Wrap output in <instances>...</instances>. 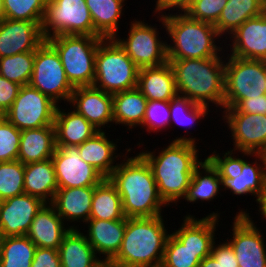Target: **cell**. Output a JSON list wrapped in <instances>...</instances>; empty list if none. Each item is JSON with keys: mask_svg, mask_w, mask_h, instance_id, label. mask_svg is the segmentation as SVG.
Listing matches in <instances>:
<instances>
[{"mask_svg": "<svg viewBox=\"0 0 266 267\" xmlns=\"http://www.w3.org/2000/svg\"><path fill=\"white\" fill-rule=\"evenodd\" d=\"M195 141L196 138L180 136L157 156L155 151L139 153L150 166L159 195L168 206L170 203L175 205L186 196L192 174L202 163Z\"/></svg>", "mask_w": 266, "mask_h": 267, "instance_id": "1", "label": "cell"}, {"mask_svg": "<svg viewBox=\"0 0 266 267\" xmlns=\"http://www.w3.org/2000/svg\"><path fill=\"white\" fill-rule=\"evenodd\" d=\"M129 151L108 177L122 199L123 212L126 218L160 216L168 205L159 195L151 168L140 154L128 158Z\"/></svg>", "mask_w": 266, "mask_h": 267, "instance_id": "2", "label": "cell"}, {"mask_svg": "<svg viewBox=\"0 0 266 267\" xmlns=\"http://www.w3.org/2000/svg\"><path fill=\"white\" fill-rule=\"evenodd\" d=\"M222 57L168 60L178 94L201 105L210 106L212 102L224 109L225 61Z\"/></svg>", "mask_w": 266, "mask_h": 267, "instance_id": "3", "label": "cell"}, {"mask_svg": "<svg viewBox=\"0 0 266 267\" xmlns=\"http://www.w3.org/2000/svg\"><path fill=\"white\" fill-rule=\"evenodd\" d=\"M163 215L126 218L121 248L112 259L117 267H160L170 235Z\"/></svg>", "mask_w": 266, "mask_h": 267, "instance_id": "4", "label": "cell"}, {"mask_svg": "<svg viewBox=\"0 0 266 267\" xmlns=\"http://www.w3.org/2000/svg\"><path fill=\"white\" fill-rule=\"evenodd\" d=\"M177 13L164 12L158 16L173 42L167 44L168 60L205 59L222 55L219 52H222L223 46L216 44L221 36L214 24L193 19L186 12Z\"/></svg>", "mask_w": 266, "mask_h": 267, "instance_id": "5", "label": "cell"}, {"mask_svg": "<svg viewBox=\"0 0 266 267\" xmlns=\"http://www.w3.org/2000/svg\"><path fill=\"white\" fill-rule=\"evenodd\" d=\"M216 153L214 150L213 154L206 159L217 170L221 179V187L238 196L251 194L255 198L257 197V202V199L266 190V154L241 152L243 155L241 159L234 155L233 150L225 152L222 157ZM244 156H255L256 161L253 163L245 161ZM257 160L260 161L259 164Z\"/></svg>", "mask_w": 266, "mask_h": 267, "instance_id": "6", "label": "cell"}, {"mask_svg": "<svg viewBox=\"0 0 266 267\" xmlns=\"http://www.w3.org/2000/svg\"><path fill=\"white\" fill-rule=\"evenodd\" d=\"M139 69L114 38L103 39L96 51L93 86L112 95L136 88Z\"/></svg>", "mask_w": 266, "mask_h": 267, "instance_id": "7", "label": "cell"}, {"mask_svg": "<svg viewBox=\"0 0 266 267\" xmlns=\"http://www.w3.org/2000/svg\"><path fill=\"white\" fill-rule=\"evenodd\" d=\"M101 36L58 35L46 41L58 53L66 77L75 87L92 86L95 78V57Z\"/></svg>", "mask_w": 266, "mask_h": 267, "instance_id": "8", "label": "cell"}, {"mask_svg": "<svg viewBox=\"0 0 266 267\" xmlns=\"http://www.w3.org/2000/svg\"><path fill=\"white\" fill-rule=\"evenodd\" d=\"M227 58L224 108H233L243 99L266 94V61L241 59L229 54Z\"/></svg>", "mask_w": 266, "mask_h": 267, "instance_id": "9", "label": "cell"}, {"mask_svg": "<svg viewBox=\"0 0 266 267\" xmlns=\"http://www.w3.org/2000/svg\"><path fill=\"white\" fill-rule=\"evenodd\" d=\"M41 27L45 40L58 35L100 36L85 0H47Z\"/></svg>", "mask_w": 266, "mask_h": 267, "instance_id": "10", "label": "cell"}, {"mask_svg": "<svg viewBox=\"0 0 266 267\" xmlns=\"http://www.w3.org/2000/svg\"><path fill=\"white\" fill-rule=\"evenodd\" d=\"M29 85L48 96L57 105L61 100L69 103L74 91L58 53L46 40L35 51L34 68Z\"/></svg>", "mask_w": 266, "mask_h": 267, "instance_id": "11", "label": "cell"}, {"mask_svg": "<svg viewBox=\"0 0 266 267\" xmlns=\"http://www.w3.org/2000/svg\"><path fill=\"white\" fill-rule=\"evenodd\" d=\"M57 104L36 88L20 87L17 98L3 115L17 129L54 126Z\"/></svg>", "mask_w": 266, "mask_h": 267, "instance_id": "12", "label": "cell"}, {"mask_svg": "<svg viewBox=\"0 0 266 267\" xmlns=\"http://www.w3.org/2000/svg\"><path fill=\"white\" fill-rule=\"evenodd\" d=\"M159 38L161 39L156 26L135 19L130 24L127 38L114 39L139 68H144L157 67L168 62L167 43Z\"/></svg>", "mask_w": 266, "mask_h": 267, "instance_id": "13", "label": "cell"}, {"mask_svg": "<svg viewBox=\"0 0 266 267\" xmlns=\"http://www.w3.org/2000/svg\"><path fill=\"white\" fill-rule=\"evenodd\" d=\"M232 246L239 267H266V245L261 230L255 226L249 213L240 210L232 225Z\"/></svg>", "mask_w": 266, "mask_h": 267, "instance_id": "14", "label": "cell"}, {"mask_svg": "<svg viewBox=\"0 0 266 267\" xmlns=\"http://www.w3.org/2000/svg\"><path fill=\"white\" fill-rule=\"evenodd\" d=\"M222 120L228 125L233 137L234 152L266 154V115L238 112L224 108Z\"/></svg>", "mask_w": 266, "mask_h": 267, "instance_id": "15", "label": "cell"}, {"mask_svg": "<svg viewBox=\"0 0 266 267\" xmlns=\"http://www.w3.org/2000/svg\"><path fill=\"white\" fill-rule=\"evenodd\" d=\"M58 188L97 186L105 177L81 159L77 146H56L51 157Z\"/></svg>", "mask_w": 266, "mask_h": 267, "instance_id": "16", "label": "cell"}, {"mask_svg": "<svg viewBox=\"0 0 266 267\" xmlns=\"http://www.w3.org/2000/svg\"><path fill=\"white\" fill-rule=\"evenodd\" d=\"M44 204L41 199L25 193L0 201V235H26L34 217Z\"/></svg>", "mask_w": 266, "mask_h": 267, "instance_id": "17", "label": "cell"}, {"mask_svg": "<svg viewBox=\"0 0 266 267\" xmlns=\"http://www.w3.org/2000/svg\"><path fill=\"white\" fill-rule=\"evenodd\" d=\"M69 105L99 131L113 123V95L93 85L75 87Z\"/></svg>", "mask_w": 266, "mask_h": 267, "instance_id": "18", "label": "cell"}, {"mask_svg": "<svg viewBox=\"0 0 266 267\" xmlns=\"http://www.w3.org/2000/svg\"><path fill=\"white\" fill-rule=\"evenodd\" d=\"M41 26L31 21L3 19L0 22V58L36 51L45 41Z\"/></svg>", "mask_w": 266, "mask_h": 267, "instance_id": "19", "label": "cell"}, {"mask_svg": "<svg viewBox=\"0 0 266 267\" xmlns=\"http://www.w3.org/2000/svg\"><path fill=\"white\" fill-rule=\"evenodd\" d=\"M231 56L266 61V11L246 20L230 37Z\"/></svg>", "mask_w": 266, "mask_h": 267, "instance_id": "20", "label": "cell"}, {"mask_svg": "<svg viewBox=\"0 0 266 267\" xmlns=\"http://www.w3.org/2000/svg\"><path fill=\"white\" fill-rule=\"evenodd\" d=\"M66 223L51 203H45L34 217L26 236L36 247L58 250L70 229L78 228L75 224L65 227Z\"/></svg>", "mask_w": 266, "mask_h": 267, "instance_id": "21", "label": "cell"}, {"mask_svg": "<svg viewBox=\"0 0 266 267\" xmlns=\"http://www.w3.org/2000/svg\"><path fill=\"white\" fill-rule=\"evenodd\" d=\"M87 223L86 238L96 254L98 253L100 258L113 259L122 245L126 217L119 220L89 219Z\"/></svg>", "mask_w": 266, "mask_h": 267, "instance_id": "22", "label": "cell"}, {"mask_svg": "<svg viewBox=\"0 0 266 267\" xmlns=\"http://www.w3.org/2000/svg\"><path fill=\"white\" fill-rule=\"evenodd\" d=\"M95 186L58 188L52 205L62 220L68 222H86L90 219Z\"/></svg>", "mask_w": 266, "mask_h": 267, "instance_id": "23", "label": "cell"}, {"mask_svg": "<svg viewBox=\"0 0 266 267\" xmlns=\"http://www.w3.org/2000/svg\"><path fill=\"white\" fill-rule=\"evenodd\" d=\"M219 218L220 216L215 212L201 219L187 214L181 227L172 234L187 248L211 250Z\"/></svg>", "mask_w": 266, "mask_h": 267, "instance_id": "24", "label": "cell"}, {"mask_svg": "<svg viewBox=\"0 0 266 267\" xmlns=\"http://www.w3.org/2000/svg\"><path fill=\"white\" fill-rule=\"evenodd\" d=\"M137 88L149 100L170 101L178 94L169 62L139 69Z\"/></svg>", "mask_w": 266, "mask_h": 267, "instance_id": "25", "label": "cell"}, {"mask_svg": "<svg viewBox=\"0 0 266 267\" xmlns=\"http://www.w3.org/2000/svg\"><path fill=\"white\" fill-rule=\"evenodd\" d=\"M60 107L54 118L56 146H79L99 131L75 110L66 113Z\"/></svg>", "mask_w": 266, "mask_h": 267, "instance_id": "26", "label": "cell"}, {"mask_svg": "<svg viewBox=\"0 0 266 267\" xmlns=\"http://www.w3.org/2000/svg\"><path fill=\"white\" fill-rule=\"evenodd\" d=\"M56 149L55 127L21 130L20 147L17 160L24 165L50 159Z\"/></svg>", "mask_w": 266, "mask_h": 267, "instance_id": "27", "label": "cell"}, {"mask_svg": "<svg viewBox=\"0 0 266 267\" xmlns=\"http://www.w3.org/2000/svg\"><path fill=\"white\" fill-rule=\"evenodd\" d=\"M58 183L52 159L24 165V193L52 203Z\"/></svg>", "mask_w": 266, "mask_h": 267, "instance_id": "28", "label": "cell"}, {"mask_svg": "<svg viewBox=\"0 0 266 267\" xmlns=\"http://www.w3.org/2000/svg\"><path fill=\"white\" fill-rule=\"evenodd\" d=\"M105 134L104 130L98 131L77 147L81 159L108 178L117 167L118 163L114 165L115 159L122 156L116 155L117 145L113 140L110 141Z\"/></svg>", "mask_w": 266, "mask_h": 267, "instance_id": "29", "label": "cell"}, {"mask_svg": "<svg viewBox=\"0 0 266 267\" xmlns=\"http://www.w3.org/2000/svg\"><path fill=\"white\" fill-rule=\"evenodd\" d=\"M265 11L266 0H228L214 26L220 36L230 35L246 20Z\"/></svg>", "mask_w": 266, "mask_h": 267, "instance_id": "30", "label": "cell"}, {"mask_svg": "<svg viewBox=\"0 0 266 267\" xmlns=\"http://www.w3.org/2000/svg\"><path fill=\"white\" fill-rule=\"evenodd\" d=\"M147 102L137 87L113 94V123L128 126V130L141 126Z\"/></svg>", "mask_w": 266, "mask_h": 267, "instance_id": "31", "label": "cell"}, {"mask_svg": "<svg viewBox=\"0 0 266 267\" xmlns=\"http://www.w3.org/2000/svg\"><path fill=\"white\" fill-rule=\"evenodd\" d=\"M61 267H90L100 259L86 235L79 229H70L58 248Z\"/></svg>", "mask_w": 266, "mask_h": 267, "instance_id": "32", "label": "cell"}, {"mask_svg": "<svg viewBox=\"0 0 266 267\" xmlns=\"http://www.w3.org/2000/svg\"><path fill=\"white\" fill-rule=\"evenodd\" d=\"M126 0H85L94 30L104 39L115 38Z\"/></svg>", "mask_w": 266, "mask_h": 267, "instance_id": "33", "label": "cell"}, {"mask_svg": "<svg viewBox=\"0 0 266 267\" xmlns=\"http://www.w3.org/2000/svg\"><path fill=\"white\" fill-rule=\"evenodd\" d=\"M125 217L116 187L105 178L94 188L90 219L119 220Z\"/></svg>", "mask_w": 266, "mask_h": 267, "instance_id": "34", "label": "cell"}, {"mask_svg": "<svg viewBox=\"0 0 266 267\" xmlns=\"http://www.w3.org/2000/svg\"><path fill=\"white\" fill-rule=\"evenodd\" d=\"M220 186L221 179L217 170L205 158L194 170L187 194L183 199L190 203H195L200 200L211 201L220 193Z\"/></svg>", "mask_w": 266, "mask_h": 267, "instance_id": "35", "label": "cell"}, {"mask_svg": "<svg viewBox=\"0 0 266 267\" xmlns=\"http://www.w3.org/2000/svg\"><path fill=\"white\" fill-rule=\"evenodd\" d=\"M36 248L26 235L2 237L0 267H31Z\"/></svg>", "mask_w": 266, "mask_h": 267, "instance_id": "36", "label": "cell"}, {"mask_svg": "<svg viewBox=\"0 0 266 267\" xmlns=\"http://www.w3.org/2000/svg\"><path fill=\"white\" fill-rule=\"evenodd\" d=\"M211 250H192L184 246L170 233L163 254L161 267H199L204 257L209 256Z\"/></svg>", "mask_w": 266, "mask_h": 267, "instance_id": "37", "label": "cell"}, {"mask_svg": "<svg viewBox=\"0 0 266 267\" xmlns=\"http://www.w3.org/2000/svg\"><path fill=\"white\" fill-rule=\"evenodd\" d=\"M35 51L0 58V76L20 86L28 85L33 73Z\"/></svg>", "mask_w": 266, "mask_h": 267, "instance_id": "38", "label": "cell"}, {"mask_svg": "<svg viewBox=\"0 0 266 267\" xmlns=\"http://www.w3.org/2000/svg\"><path fill=\"white\" fill-rule=\"evenodd\" d=\"M209 111V106L195 103L180 94L170 100V121L182 127H193L194 122L204 119Z\"/></svg>", "mask_w": 266, "mask_h": 267, "instance_id": "39", "label": "cell"}, {"mask_svg": "<svg viewBox=\"0 0 266 267\" xmlns=\"http://www.w3.org/2000/svg\"><path fill=\"white\" fill-rule=\"evenodd\" d=\"M47 0H4L5 18L42 25Z\"/></svg>", "mask_w": 266, "mask_h": 267, "instance_id": "40", "label": "cell"}, {"mask_svg": "<svg viewBox=\"0 0 266 267\" xmlns=\"http://www.w3.org/2000/svg\"><path fill=\"white\" fill-rule=\"evenodd\" d=\"M24 194V164L19 161L0 163V201Z\"/></svg>", "mask_w": 266, "mask_h": 267, "instance_id": "41", "label": "cell"}, {"mask_svg": "<svg viewBox=\"0 0 266 267\" xmlns=\"http://www.w3.org/2000/svg\"><path fill=\"white\" fill-rule=\"evenodd\" d=\"M170 101L149 100L146 105L142 128L145 126L148 133L160 132L173 124L170 120Z\"/></svg>", "mask_w": 266, "mask_h": 267, "instance_id": "42", "label": "cell"}, {"mask_svg": "<svg viewBox=\"0 0 266 267\" xmlns=\"http://www.w3.org/2000/svg\"><path fill=\"white\" fill-rule=\"evenodd\" d=\"M21 130L17 129L4 116L0 117V161L17 160Z\"/></svg>", "mask_w": 266, "mask_h": 267, "instance_id": "43", "label": "cell"}, {"mask_svg": "<svg viewBox=\"0 0 266 267\" xmlns=\"http://www.w3.org/2000/svg\"><path fill=\"white\" fill-rule=\"evenodd\" d=\"M228 0H194L186 13L193 19L215 24Z\"/></svg>", "mask_w": 266, "mask_h": 267, "instance_id": "44", "label": "cell"}, {"mask_svg": "<svg viewBox=\"0 0 266 267\" xmlns=\"http://www.w3.org/2000/svg\"><path fill=\"white\" fill-rule=\"evenodd\" d=\"M214 241L210 255L221 267H239L235 252L228 241L216 245Z\"/></svg>", "mask_w": 266, "mask_h": 267, "instance_id": "45", "label": "cell"}, {"mask_svg": "<svg viewBox=\"0 0 266 267\" xmlns=\"http://www.w3.org/2000/svg\"><path fill=\"white\" fill-rule=\"evenodd\" d=\"M20 85L0 76V114L3 116L17 98Z\"/></svg>", "mask_w": 266, "mask_h": 267, "instance_id": "46", "label": "cell"}, {"mask_svg": "<svg viewBox=\"0 0 266 267\" xmlns=\"http://www.w3.org/2000/svg\"><path fill=\"white\" fill-rule=\"evenodd\" d=\"M31 267H61L58 250L37 247Z\"/></svg>", "mask_w": 266, "mask_h": 267, "instance_id": "47", "label": "cell"}, {"mask_svg": "<svg viewBox=\"0 0 266 267\" xmlns=\"http://www.w3.org/2000/svg\"><path fill=\"white\" fill-rule=\"evenodd\" d=\"M234 108L238 112L266 115V94L239 101Z\"/></svg>", "mask_w": 266, "mask_h": 267, "instance_id": "48", "label": "cell"}, {"mask_svg": "<svg viewBox=\"0 0 266 267\" xmlns=\"http://www.w3.org/2000/svg\"><path fill=\"white\" fill-rule=\"evenodd\" d=\"M194 0H157L154 14L158 13L160 16L164 10H171L172 8L178 12H186V10L193 4ZM176 7V8H175ZM161 12V13H160Z\"/></svg>", "mask_w": 266, "mask_h": 267, "instance_id": "49", "label": "cell"}, {"mask_svg": "<svg viewBox=\"0 0 266 267\" xmlns=\"http://www.w3.org/2000/svg\"><path fill=\"white\" fill-rule=\"evenodd\" d=\"M199 267H221V265L211 256L204 257Z\"/></svg>", "mask_w": 266, "mask_h": 267, "instance_id": "50", "label": "cell"}, {"mask_svg": "<svg viewBox=\"0 0 266 267\" xmlns=\"http://www.w3.org/2000/svg\"><path fill=\"white\" fill-rule=\"evenodd\" d=\"M257 203L259 204V213L262 215L261 217L266 220V190L264 193L257 199Z\"/></svg>", "mask_w": 266, "mask_h": 267, "instance_id": "51", "label": "cell"}, {"mask_svg": "<svg viewBox=\"0 0 266 267\" xmlns=\"http://www.w3.org/2000/svg\"><path fill=\"white\" fill-rule=\"evenodd\" d=\"M90 267H117L111 258H100Z\"/></svg>", "mask_w": 266, "mask_h": 267, "instance_id": "52", "label": "cell"}, {"mask_svg": "<svg viewBox=\"0 0 266 267\" xmlns=\"http://www.w3.org/2000/svg\"><path fill=\"white\" fill-rule=\"evenodd\" d=\"M5 19L4 0H0V22Z\"/></svg>", "mask_w": 266, "mask_h": 267, "instance_id": "53", "label": "cell"}]
</instances>
